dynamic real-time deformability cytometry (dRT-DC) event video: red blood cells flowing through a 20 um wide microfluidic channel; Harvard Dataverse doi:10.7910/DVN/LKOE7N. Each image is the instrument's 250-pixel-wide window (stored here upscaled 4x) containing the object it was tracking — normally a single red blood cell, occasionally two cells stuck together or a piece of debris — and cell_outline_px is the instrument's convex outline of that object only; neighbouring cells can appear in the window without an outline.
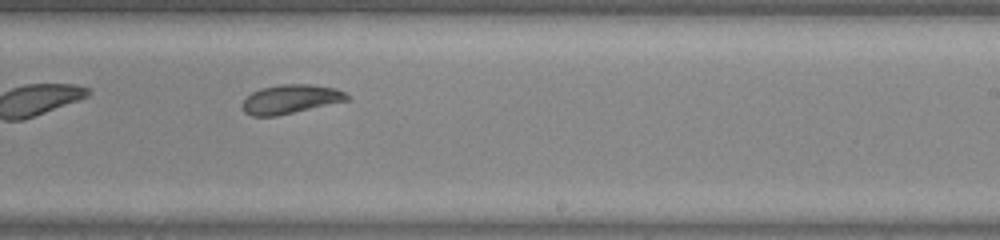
{"species": "common noctule bat (a hibernating species)", "species_latin": "Nyctalus noctula", "temperature_condition": "warm", "stored_images_in_passage": 31, "camera_frame_rate_fps": 3000, "um_per_image_px": 0.085, "animal": {"sex": "male", "body_mass_g": 20.0, "forearm_length_mm": 53.3}, "frame": {"image": 1, "passage_image": 14, "time_ms": 4.333, "image_size_px": [1000, 240], "cell_outline_px": [[352, 96], [348, 100], [276, 116], [252, 116], [244, 112], [244, 100], [252, 92], [260, 88], [284, 84], [308, 84], [336, 88]], "centroid_in_image_um": [24.72, 8.42], "position_along_channel_um": 264.3, "area_um2": 17.46}}